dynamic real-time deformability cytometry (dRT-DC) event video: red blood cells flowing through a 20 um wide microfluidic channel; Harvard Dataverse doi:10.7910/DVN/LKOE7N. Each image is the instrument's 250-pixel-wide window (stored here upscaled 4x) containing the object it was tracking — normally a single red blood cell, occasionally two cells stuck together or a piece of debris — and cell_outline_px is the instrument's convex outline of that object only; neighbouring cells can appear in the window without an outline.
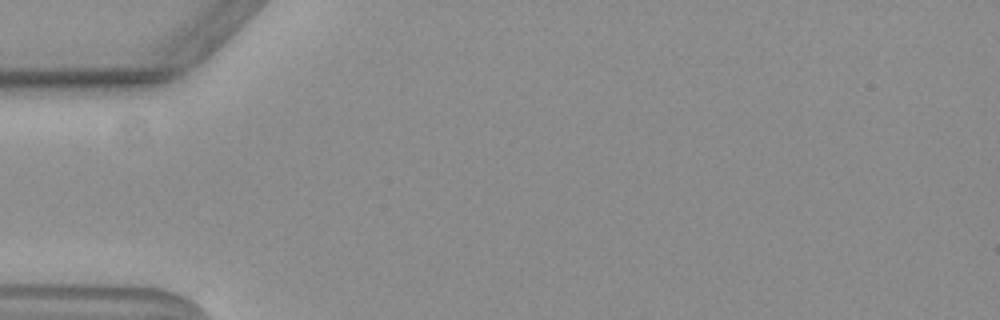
{"species": "common noctule bat (a hibernating species)", "species_latin": "Nyctalus noctula", "temperature_condition": "warm", "stored_images_in_passage": 1, "camera_frame_rate_fps": 3000, "um_per_image_px": 0.085, "animal": {"sex": "female", "body_mass_g": 19.3, "forearm_length_mm": 54.1}, "frame": {"image": 1, "passage_image": 1, "time_ms": 0.0, "image_size_px": [1000, 320], "cell_outline_px": [[152, 200], [132, 204], [68, 204], [60, 192], [60, 188], [68, 180], [84, 180], [140, 184]], "centroid_in_image_um": [8.74, 16.39], "position_along_channel_um": 76.3, "area_um2": 13.24}}